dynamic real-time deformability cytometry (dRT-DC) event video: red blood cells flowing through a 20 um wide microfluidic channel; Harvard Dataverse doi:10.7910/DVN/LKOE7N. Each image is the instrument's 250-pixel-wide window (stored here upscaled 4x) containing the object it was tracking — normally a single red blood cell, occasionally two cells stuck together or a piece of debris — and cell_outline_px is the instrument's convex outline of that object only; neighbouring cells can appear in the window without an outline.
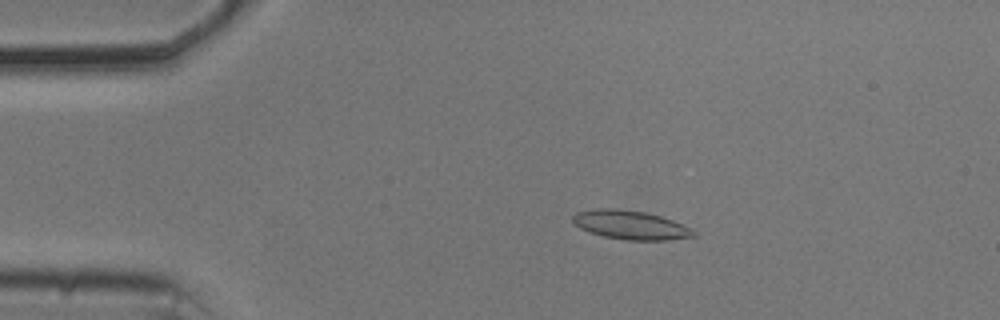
{"species": "common noctule bat (a hibernating species)", "species_latin": "Nyctalus noctula", "temperature_condition": "cold", "stored_images_in_passage": 22, "camera_frame_rate_fps": 3000, "um_per_image_px": 0.085, "animal": {"sex": "male", "body_mass_g": 20.5, "forearm_length_mm": 52.5}, "frame": {"image": 1, "passage_image": 2, "time_ms": 0.333, "image_size_px": [1000, 320], "cell_outline_px": [[696, 236], [668, 240], [624, 240], [604, 236], [588, 232], [580, 228], [572, 220], [572, 216], [576, 212], [600, 208], [616, 208], [644, 212], [660, 216], [672, 220], [692, 228], [696, 232]], "centroid_in_image_um": [53.6, 19.12], "position_along_channel_um": 31.4, "area_um2": 20.35}}
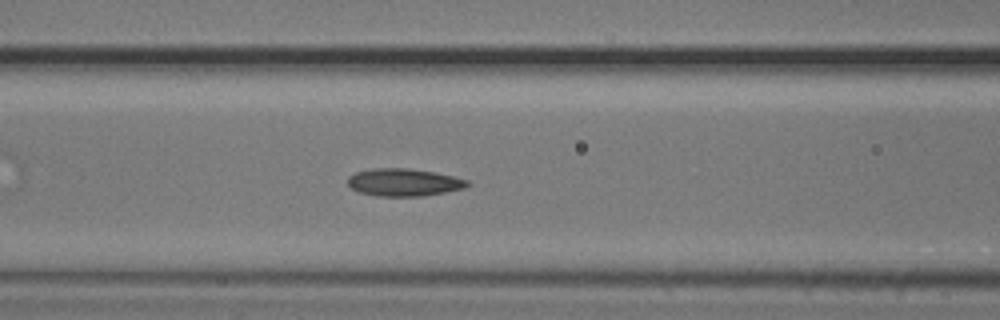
{"frame": {"image": 2, "passage_image": 14, "time_ms": 4.333, "image_size_px": [1000, 320], "cell_outline_px": [[472, 184], [464, 188], [424, 196], [376, 196], [360, 192], [352, 188], [348, 184], [348, 176], [356, 172], [372, 168], [408, 168], [436, 172], [468, 180]], "centroid_in_image_um": [34.34, 15.49], "position_along_channel_um": 132.3, "area_um2": 19.25}}
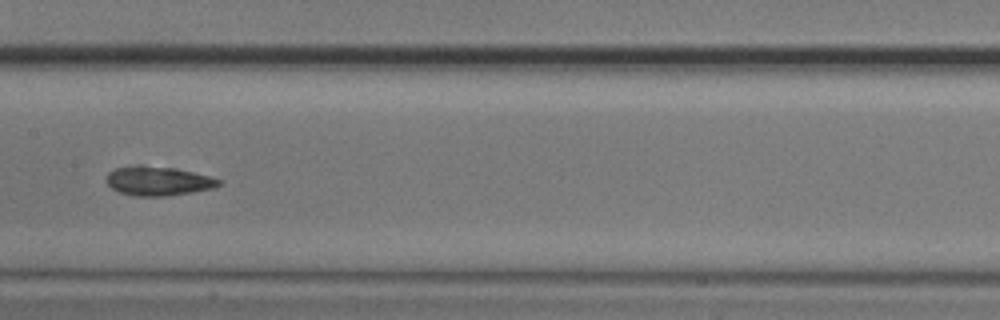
{"frame": {"image": 3, "passage_image": 19, "time_ms": 6.0, "image_size_px": [1000, 320], "cell_outline_px": [[224, 180], [220, 184], [212, 188], [192, 192], [164, 196], [136, 196], [120, 192], [112, 188], [104, 180], [108, 172], [116, 168], [136, 164], [140, 164], [176, 168]], "centroid_in_image_um": [13.4, 15.36], "position_along_channel_um": 194.0, "area_um2": 19.25}}